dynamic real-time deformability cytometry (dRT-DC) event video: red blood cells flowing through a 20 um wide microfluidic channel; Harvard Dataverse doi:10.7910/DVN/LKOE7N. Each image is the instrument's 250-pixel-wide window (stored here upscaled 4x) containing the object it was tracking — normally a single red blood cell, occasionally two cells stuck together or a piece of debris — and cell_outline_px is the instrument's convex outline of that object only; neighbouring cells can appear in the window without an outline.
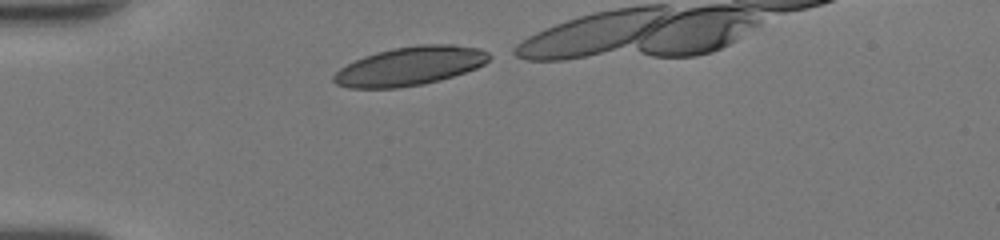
{"species": "human", "species_latin": "Homo sapiens", "temperature_condition": "room temperature", "stored_images_in_passage": 10, "camera_frame_rate_fps": 3000, "um_per_image_px": 0.085, "donor": {"sex": "female"}, "frame": {"image": 1, "passage_image": 1, "time_ms": 0.0, "image_size_px": [1000, 240], "cell_outline_px": [[492, 56], [484, 64], [476, 68], [440, 80], [424, 84], [396, 88], [348, 88], [336, 84], [332, 80], [332, 76], [340, 68], [364, 56], [376, 52], [392, 48], [416, 44], [452, 44], [480, 48], [488, 52]], "centroid_in_image_um": [34.85, 5.61], "position_along_channel_um": 50.2, "area_um2": 35.2}}
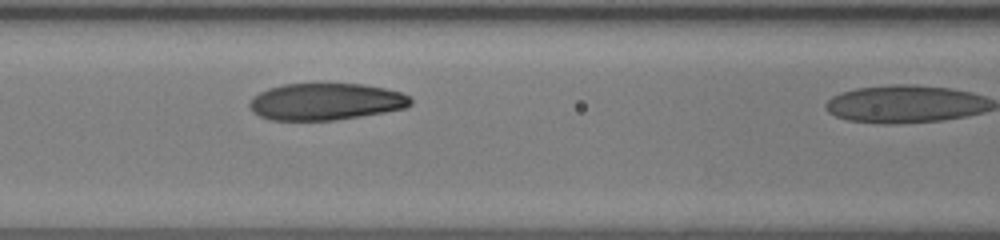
{"frame": {"image": 2, "passage_image": 9, "time_ms": 2.667, "image_size_px": [1000, 240], "cell_outline_px": [[412, 104], [404, 108], [384, 112], [336, 120], [272, 120], [260, 116], [252, 112], [248, 104], [252, 96], [268, 88], [284, 84], [364, 84], [384, 88], [400, 92], [408, 96], [412, 100]], "centroid_in_image_um": [27.65, 8.64], "position_along_channel_um": 138.9, "area_um2": 34.56}}